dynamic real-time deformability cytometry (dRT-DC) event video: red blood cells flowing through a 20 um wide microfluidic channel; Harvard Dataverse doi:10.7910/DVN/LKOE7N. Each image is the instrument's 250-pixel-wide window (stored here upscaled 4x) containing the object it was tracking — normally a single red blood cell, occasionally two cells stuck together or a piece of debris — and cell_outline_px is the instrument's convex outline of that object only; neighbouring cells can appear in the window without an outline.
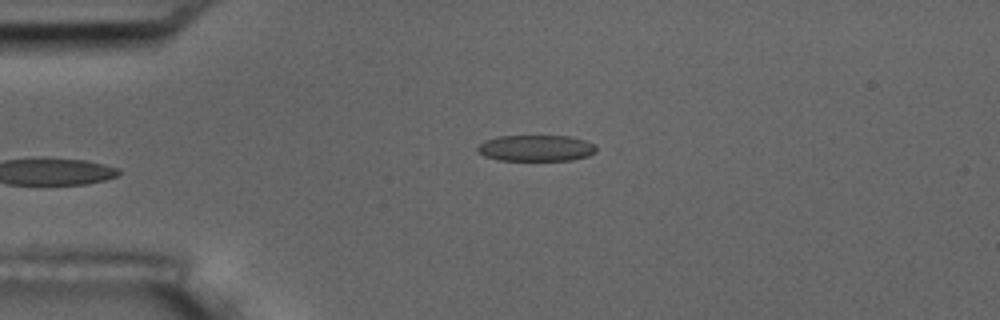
{"species": "common noctule bat (a hibernating species)", "species_latin": "Nyctalus noctula", "temperature_condition": "room temperature", "stored_images_in_passage": 5, "camera_frame_rate_fps": 3000, "um_per_image_px": 0.085, "animal": {"sex": "male", "body_mass_g": 17.5, "forearm_length_mm": 52.3}, "frame": {"image": 1, "passage_image": 5, "time_ms": 4.667, "image_size_px": [1000, 320], "cell_outline_px": [[596, 152], [588, 156], [572, 160], [500, 160], [484, 156], [476, 152], [476, 148], [484, 140], [496, 136], [568, 136], [584, 140], [596, 144]], "centroid_in_image_um": [45.54, 12.59], "position_along_channel_um": 39.5, "area_um2": 18.26}}